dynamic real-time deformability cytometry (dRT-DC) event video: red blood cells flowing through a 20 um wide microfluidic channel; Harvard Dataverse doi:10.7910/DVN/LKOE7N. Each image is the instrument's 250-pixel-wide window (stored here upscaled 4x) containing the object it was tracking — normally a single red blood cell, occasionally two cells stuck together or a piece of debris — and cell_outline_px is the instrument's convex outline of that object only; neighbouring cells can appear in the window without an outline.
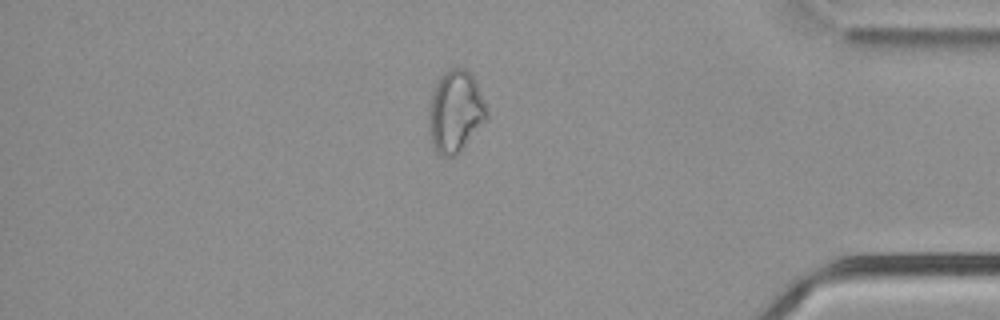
{"species": "common noctule bat (a hibernating species)", "species_latin": "Nyctalus noctula", "temperature_condition": "cold", "stored_images_in_passage": 54, "camera_frame_rate_fps": 3000, "um_per_image_px": 0.085, "animal": {"sex": "male", "body_mass_g": 21.5, "forearm_length_mm": 52.0}, "frame": {"image": 1, "passage_image": 46, "time_ms": 15.0, "image_size_px": [1000, 320], "cell_outline_px": [[488, 116], [464, 144], [452, 156], [440, 156], [436, 152], [432, 144], [428, 132], [428, 104], [432, 88], [440, 76], [448, 68], [464, 68], [472, 76], [488, 108]], "centroid_in_image_um": [38.64, 9.43], "position_along_channel_um": 396.6, "area_um2": 27.46}, "authors_computed_cell_mechanics": {"area_um2": 27.5995, "velocity_mm_per_s": 3.7885, "shape_relaxation_time_tau1_ms": null, "shape_relaxation_time_tau2_ms": 5.1933, "deformation_change_tau1": null, "deformation_change_tau2": 0.1485}}